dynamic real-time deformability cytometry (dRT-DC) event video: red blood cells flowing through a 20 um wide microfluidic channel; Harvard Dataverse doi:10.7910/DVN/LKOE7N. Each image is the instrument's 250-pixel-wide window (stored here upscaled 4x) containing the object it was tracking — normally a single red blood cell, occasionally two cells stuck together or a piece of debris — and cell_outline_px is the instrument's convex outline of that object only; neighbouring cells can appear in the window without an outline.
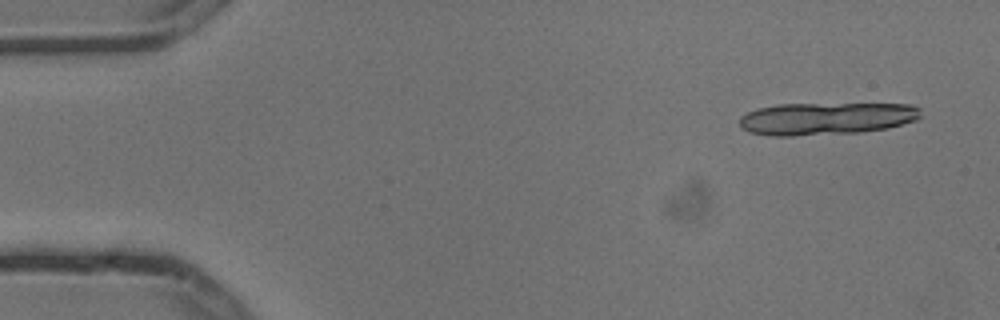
{"species": "common noctule bat (a hibernating species)", "species_latin": "Nyctalus noctula", "temperature_condition": "cold", "stored_images_in_passage": 5, "segment_of_instrument_passage": [1, 2], "camera_frame_rate_fps": 3000, "um_per_image_px": 0.085, "animal": {"sex": "male", "body_mass_g": 13.3}, "frame": {"image": 1, "passage_image": 1, "time_ms": 0.0, "image_size_px": [1000, 320], "cell_outline_px": [[920, 116], [916, 120], [888, 128], [860, 132], [792, 136], [768, 136], [748, 132], [740, 128], [740, 116], [756, 108], [776, 104], [912, 104], [920, 108]], "centroid_in_image_um": [70.18, 10.08], "position_along_channel_um": 14.8, "area_um2": 34.51}}